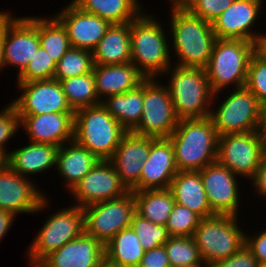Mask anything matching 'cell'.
<instances>
[{
	"mask_svg": "<svg viewBox=\"0 0 266 267\" xmlns=\"http://www.w3.org/2000/svg\"><path fill=\"white\" fill-rule=\"evenodd\" d=\"M151 137L127 132L109 161L113 164L121 183L132 191L140 181L144 161L148 158Z\"/></svg>",
	"mask_w": 266,
	"mask_h": 267,
	"instance_id": "7402d4cb",
	"label": "cell"
},
{
	"mask_svg": "<svg viewBox=\"0 0 266 267\" xmlns=\"http://www.w3.org/2000/svg\"><path fill=\"white\" fill-rule=\"evenodd\" d=\"M264 142H265V154H266V139L264 140Z\"/></svg>",
	"mask_w": 266,
	"mask_h": 267,
	"instance_id": "6f0895ef",
	"label": "cell"
},
{
	"mask_svg": "<svg viewBox=\"0 0 266 267\" xmlns=\"http://www.w3.org/2000/svg\"><path fill=\"white\" fill-rule=\"evenodd\" d=\"M11 11H6L3 9V11H0V74L5 69L4 67V55H3V39H4V33L6 31L7 25L16 17V14L14 16L13 13H10ZM2 71V72H1Z\"/></svg>",
	"mask_w": 266,
	"mask_h": 267,
	"instance_id": "7dc6e473",
	"label": "cell"
},
{
	"mask_svg": "<svg viewBox=\"0 0 266 267\" xmlns=\"http://www.w3.org/2000/svg\"><path fill=\"white\" fill-rule=\"evenodd\" d=\"M177 172L171 141L151 137L150 152L144 161L139 184L132 191L167 189Z\"/></svg>",
	"mask_w": 266,
	"mask_h": 267,
	"instance_id": "44dd1931",
	"label": "cell"
},
{
	"mask_svg": "<svg viewBox=\"0 0 266 267\" xmlns=\"http://www.w3.org/2000/svg\"><path fill=\"white\" fill-rule=\"evenodd\" d=\"M250 184L251 189L253 190V195L257 198H262L261 200L266 201V154L264 155L261 164L255 171L254 176L247 182ZM252 185V186H251ZM266 203V202H265Z\"/></svg>",
	"mask_w": 266,
	"mask_h": 267,
	"instance_id": "bcb514c9",
	"label": "cell"
},
{
	"mask_svg": "<svg viewBox=\"0 0 266 267\" xmlns=\"http://www.w3.org/2000/svg\"><path fill=\"white\" fill-rule=\"evenodd\" d=\"M71 1L84 12L97 15L111 24L129 23L135 20L145 10L139 0Z\"/></svg>",
	"mask_w": 266,
	"mask_h": 267,
	"instance_id": "f1b7e54d",
	"label": "cell"
},
{
	"mask_svg": "<svg viewBox=\"0 0 266 267\" xmlns=\"http://www.w3.org/2000/svg\"><path fill=\"white\" fill-rule=\"evenodd\" d=\"M105 257L104 245L85 232L51 252L38 267H98Z\"/></svg>",
	"mask_w": 266,
	"mask_h": 267,
	"instance_id": "603a6c76",
	"label": "cell"
},
{
	"mask_svg": "<svg viewBox=\"0 0 266 267\" xmlns=\"http://www.w3.org/2000/svg\"><path fill=\"white\" fill-rule=\"evenodd\" d=\"M234 0H197L188 11L204 21L213 23Z\"/></svg>",
	"mask_w": 266,
	"mask_h": 267,
	"instance_id": "b9f144b4",
	"label": "cell"
},
{
	"mask_svg": "<svg viewBox=\"0 0 266 267\" xmlns=\"http://www.w3.org/2000/svg\"><path fill=\"white\" fill-rule=\"evenodd\" d=\"M98 161V157L74 139L59 147L55 171L65 184L63 189L70 192Z\"/></svg>",
	"mask_w": 266,
	"mask_h": 267,
	"instance_id": "d4e9b609",
	"label": "cell"
},
{
	"mask_svg": "<svg viewBox=\"0 0 266 267\" xmlns=\"http://www.w3.org/2000/svg\"><path fill=\"white\" fill-rule=\"evenodd\" d=\"M240 216L214 214L201 219L193 238L205 266L227 259L245 246ZM244 229V230H243Z\"/></svg>",
	"mask_w": 266,
	"mask_h": 267,
	"instance_id": "52a82bcc",
	"label": "cell"
},
{
	"mask_svg": "<svg viewBox=\"0 0 266 267\" xmlns=\"http://www.w3.org/2000/svg\"><path fill=\"white\" fill-rule=\"evenodd\" d=\"M256 131L264 140L266 139V102L259 105V120Z\"/></svg>",
	"mask_w": 266,
	"mask_h": 267,
	"instance_id": "681fc988",
	"label": "cell"
},
{
	"mask_svg": "<svg viewBox=\"0 0 266 267\" xmlns=\"http://www.w3.org/2000/svg\"><path fill=\"white\" fill-rule=\"evenodd\" d=\"M257 267H266V263H258Z\"/></svg>",
	"mask_w": 266,
	"mask_h": 267,
	"instance_id": "11a10c76",
	"label": "cell"
},
{
	"mask_svg": "<svg viewBox=\"0 0 266 267\" xmlns=\"http://www.w3.org/2000/svg\"><path fill=\"white\" fill-rule=\"evenodd\" d=\"M264 2V0H234L232 5L212 23L216 38L241 39L256 44L264 34L259 29L258 31L254 29L262 18Z\"/></svg>",
	"mask_w": 266,
	"mask_h": 267,
	"instance_id": "ac0fdd59",
	"label": "cell"
},
{
	"mask_svg": "<svg viewBox=\"0 0 266 267\" xmlns=\"http://www.w3.org/2000/svg\"><path fill=\"white\" fill-rule=\"evenodd\" d=\"M18 116L27 141L61 147L74 138V112Z\"/></svg>",
	"mask_w": 266,
	"mask_h": 267,
	"instance_id": "ffe728a7",
	"label": "cell"
},
{
	"mask_svg": "<svg viewBox=\"0 0 266 267\" xmlns=\"http://www.w3.org/2000/svg\"><path fill=\"white\" fill-rule=\"evenodd\" d=\"M57 63L40 45L25 70L16 77V83L53 79Z\"/></svg>",
	"mask_w": 266,
	"mask_h": 267,
	"instance_id": "f35d334b",
	"label": "cell"
},
{
	"mask_svg": "<svg viewBox=\"0 0 266 267\" xmlns=\"http://www.w3.org/2000/svg\"><path fill=\"white\" fill-rule=\"evenodd\" d=\"M70 206V207H69ZM47 216L42 228L30 242L26 258L30 265H38L51 252L85 232L83 208L70 204Z\"/></svg>",
	"mask_w": 266,
	"mask_h": 267,
	"instance_id": "ba28073f",
	"label": "cell"
},
{
	"mask_svg": "<svg viewBox=\"0 0 266 267\" xmlns=\"http://www.w3.org/2000/svg\"><path fill=\"white\" fill-rule=\"evenodd\" d=\"M265 155V142L257 131L219 136L216 161L249 181Z\"/></svg>",
	"mask_w": 266,
	"mask_h": 267,
	"instance_id": "7c38bea8",
	"label": "cell"
},
{
	"mask_svg": "<svg viewBox=\"0 0 266 267\" xmlns=\"http://www.w3.org/2000/svg\"><path fill=\"white\" fill-rule=\"evenodd\" d=\"M128 192L109 160H99L69 192L74 205H88L119 198Z\"/></svg>",
	"mask_w": 266,
	"mask_h": 267,
	"instance_id": "e0dca14e",
	"label": "cell"
},
{
	"mask_svg": "<svg viewBox=\"0 0 266 267\" xmlns=\"http://www.w3.org/2000/svg\"><path fill=\"white\" fill-rule=\"evenodd\" d=\"M40 40L38 16H16L6 27L3 39L4 67L15 68L19 76L35 55Z\"/></svg>",
	"mask_w": 266,
	"mask_h": 267,
	"instance_id": "9a60e30c",
	"label": "cell"
},
{
	"mask_svg": "<svg viewBox=\"0 0 266 267\" xmlns=\"http://www.w3.org/2000/svg\"><path fill=\"white\" fill-rule=\"evenodd\" d=\"M169 12L170 25H167V30L169 28L171 57L173 55V59L175 58L172 64L179 67L205 68L217 39L212 23L192 15L188 10Z\"/></svg>",
	"mask_w": 266,
	"mask_h": 267,
	"instance_id": "6da1fadb",
	"label": "cell"
},
{
	"mask_svg": "<svg viewBox=\"0 0 266 267\" xmlns=\"http://www.w3.org/2000/svg\"><path fill=\"white\" fill-rule=\"evenodd\" d=\"M136 212L143 218L158 225H166L175 205L173 194L167 189L132 191Z\"/></svg>",
	"mask_w": 266,
	"mask_h": 267,
	"instance_id": "4dcf8cb0",
	"label": "cell"
},
{
	"mask_svg": "<svg viewBox=\"0 0 266 267\" xmlns=\"http://www.w3.org/2000/svg\"><path fill=\"white\" fill-rule=\"evenodd\" d=\"M159 78L143 81V114L139 124L131 131L136 135L168 138L177 126L168 87Z\"/></svg>",
	"mask_w": 266,
	"mask_h": 267,
	"instance_id": "30bf717a",
	"label": "cell"
},
{
	"mask_svg": "<svg viewBox=\"0 0 266 267\" xmlns=\"http://www.w3.org/2000/svg\"><path fill=\"white\" fill-rule=\"evenodd\" d=\"M83 211L85 233L105 246L121 230L131 227L136 212L134 193L88 205Z\"/></svg>",
	"mask_w": 266,
	"mask_h": 267,
	"instance_id": "8fae6325",
	"label": "cell"
},
{
	"mask_svg": "<svg viewBox=\"0 0 266 267\" xmlns=\"http://www.w3.org/2000/svg\"><path fill=\"white\" fill-rule=\"evenodd\" d=\"M164 247L171 267H206L193 236L170 237Z\"/></svg>",
	"mask_w": 266,
	"mask_h": 267,
	"instance_id": "e575fe53",
	"label": "cell"
},
{
	"mask_svg": "<svg viewBox=\"0 0 266 267\" xmlns=\"http://www.w3.org/2000/svg\"><path fill=\"white\" fill-rule=\"evenodd\" d=\"M15 86L21 93L10 104L18 115L74 112L67 102L60 82L55 79L16 83Z\"/></svg>",
	"mask_w": 266,
	"mask_h": 267,
	"instance_id": "5bb4252c",
	"label": "cell"
},
{
	"mask_svg": "<svg viewBox=\"0 0 266 267\" xmlns=\"http://www.w3.org/2000/svg\"><path fill=\"white\" fill-rule=\"evenodd\" d=\"M256 52L266 60V33L257 40Z\"/></svg>",
	"mask_w": 266,
	"mask_h": 267,
	"instance_id": "816d5d0a",
	"label": "cell"
},
{
	"mask_svg": "<svg viewBox=\"0 0 266 267\" xmlns=\"http://www.w3.org/2000/svg\"><path fill=\"white\" fill-rule=\"evenodd\" d=\"M98 267H122L119 264L113 263L104 257L101 262L99 263Z\"/></svg>",
	"mask_w": 266,
	"mask_h": 267,
	"instance_id": "f5cc1de1",
	"label": "cell"
},
{
	"mask_svg": "<svg viewBox=\"0 0 266 267\" xmlns=\"http://www.w3.org/2000/svg\"><path fill=\"white\" fill-rule=\"evenodd\" d=\"M28 142L17 149L13 148L11 151L9 149L6 157L7 165L19 175L31 179H34L33 175L40 176L42 173L50 172L51 169L54 171L59 147L47 143Z\"/></svg>",
	"mask_w": 266,
	"mask_h": 267,
	"instance_id": "cb8c5ba5",
	"label": "cell"
},
{
	"mask_svg": "<svg viewBox=\"0 0 266 267\" xmlns=\"http://www.w3.org/2000/svg\"><path fill=\"white\" fill-rule=\"evenodd\" d=\"M105 257L122 267H138L145 250L132 227L121 230L104 246Z\"/></svg>",
	"mask_w": 266,
	"mask_h": 267,
	"instance_id": "1f68e13d",
	"label": "cell"
},
{
	"mask_svg": "<svg viewBox=\"0 0 266 267\" xmlns=\"http://www.w3.org/2000/svg\"><path fill=\"white\" fill-rule=\"evenodd\" d=\"M67 102L75 112L78 109L102 103L96 92L93 72L59 81Z\"/></svg>",
	"mask_w": 266,
	"mask_h": 267,
	"instance_id": "836d02e7",
	"label": "cell"
},
{
	"mask_svg": "<svg viewBox=\"0 0 266 267\" xmlns=\"http://www.w3.org/2000/svg\"><path fill=\"white\" fill-rule=\"evenodd\" d=\"M94 60L92 52L71 47L60 58L56 65L53 79L61 81L93 72Z\"/></svg>",
	"mask_w": 266,
	"mask_h": 267,
	"instance_id": "d590c367",
	"label": "cell"
},
{
	"mask_svg": "<svg viewBox=\"0 0 266 267\" xmlns=\"http://www.w3.org/2000/svg\"><path fill=\"white\" fill-rule=\"evenodd\" d=\"M176 267H190V266H184V265H180V266H176Z\"/></svg>",
	"mask_w": 266,
	"mask_h": 267,
	"instance_id": "9f6ffc18",
	"label": "cell"
},
{
	"mask_svg": "<svg viewBox=\"0 0 266 267\" xmlns=\"http://www.w3.org/2000/svg\"><path fill=\"white\" fill-rule=\"evenodd\" d=\"M255 52L256 44L253 42L217 38L205 67L212 92L244 87L249 61Z\"/></svg>",
	"mask_w": 266,
	"mask_h": 267,
	"instance_id": "8992f818",
	"label": "cell"
},
{
	"mask_svg": "<svg viewBox=\"0 0 266 267\" xmlns=\"http://www.w3.org/2000/svg\"><path fill=\"white\" fill-rule=\"evenodd\" d=\"M20 129V117L10 103L0 110V152L6 157L9 154L8 141L18 133Z\"/></svg>",
	"mask_w": 266,
	"mask_h": 267,
	"instance_id": "60d3db41",
	"label": "cell"
},
{
	"mask_svg": "<svg viewBox=\"0 0 266 267\" xmlns=\"http://www.w3.org/2000/svg\"><path fill=\"white\" fill-rule=\"evenodd\" d=\"M131 227L138 236L140 245L147 251L164 244L170 238L166 225H158L143 218L137 212L134 213Z\"/></svg>",
	"mask_w": 266,
	"mask_h": 267,
	"instance_id": "8d00e7d4",
	"label": "cell"
},
{
	"mask_svg": "<svg viewBox=\"0 0 266 267\" xmlns=\"http://www.w3.org/2000/svg\"><path fill=\"white\" fill-rule=\"evenodd\" d=\"M102 104L128 132H131L139 124L143 114V82L126 93L108 96Z\"/></svg>",
	"mask_w": 266,
	"mask_h": 267,
	"instance_id": "f546056e",
	"label": "cell"
},
{
	"mask_svg": "<svg viewBox=\"0 0 266 267\" xmlns=\"http://www.w3.org/2000/svg\"><path fill=\"white\" fill-rule=\"evenodd\" d=\"M128 131L100 103L74 112V140L99 160H109Z\"/></svg>",
	"mask_w": 266,
	"mask_h": 267,
	"instance_id": "5b68a950",
	"label": "cell"
},
{
	"mask_svg": "<svg viewBox=\"0 0 266 267\" xmlns=\"http://www.w3.org/2000/svg\"><path fill=\"white\" fill-rule=\"evenodd\" d=\"M38 37L42 48L56 63L72 47L65 27L54 15L38 16Z\"/></svg>",
	"mask_w": 266,
	"mask_h": 267,
	"instance_id": "d6a6232c",
	"label": "cell"
},
{
	"mask_svg": "<svg viewBox=\"0 0 266 267\" xmlns=\"http://www.w3.org/2000/svg\"><path fill=\"white\" fill-rule=\"evenodd\" d=\"M54 16L62 23L67 31L73 48L93 51L104 37L111 23L97 15L81 10L72 1Z\"/></svg>",
	"mask_w": 266,
	"mask_h": 267,
	"instance_id": "d6986e66",
	"label": "cell"
},
{
	"mask_svg": "<svg viewBox=\"0 0 266 267\" xmlns=\"http://www.w3.org/2000/svg\"><path fill=\"white\" fill-rule=\"evenodd\" d=\"M264 227L261 228L262 230H258V233L256 230L251 234L247 231L245 233V246L257 259L258 263H266V225Z\"/></svg>",
	"mask_w": 266,
	"mask_h": 267,
	"instance_id": "7bdbcfd3",
	"label": "cell"
},
{
	"mask_svg": "<svg viewBox=\"0 0 266 267\" xmlns=\"http://www.w3.org/2000/svg\"><path fill=\"white\" fill-rule=\"evenodd\" d=\"M245 87L258 99L266 102V60L255 52L249 61Z\"/></svg>",
	"mask_w": 266,
	"mask_h": 267,
	"instance_id": "ab89813d",
	"label": "cell"
},
{
	"mask_svg": "<svg viewBox=\"0 0 266 267\" xmlns=\"http://www.w3.org/2000/svg\"><path fill=\"white\" fill-rule=\"evenodd\" d=\"M200 175L211 210L215 214L241 216L239 207L244 199L239 183L242 178L217 161L201 169Z\"/></svg>",
	"mask_w": 266,
	"mask_h": 267,
	"instance_id": "2e32d148",
	"label": "cell"
},
{
	"mask_svg": "<svg viewBox=\"0 0 266 267\" xmlns=\"http://www.w3.org/2000/svg\"><path fill=\"white\" fill-rule=\"evenodd\" d=\"M40 189L35 180L19 175L6 164L0 170V209L16 217L45 212L52 202L49 194Z\"/></svg>",
	"mask_w": 266,
	"mask_h": 267,
	"instance_id": "4fadbf2b",
	"label": "cell"
},
{
	"mask_svg": "<svg viewBox=\"0 0 266 267\" xmlns=\"http://www.w3.org/2000/svg\"><path fill=\"white\" fill-rule=\"evenodd\" d=\"M6 156L0 152V170L6 165Z\"/></svg>",
	"mask_w": 266,
	"mask_h": 267,
	"instance_id": "db71d44e",
	"label": "cell"
},
{
	"mask_svg": "<svg viewBox=\"0 0 266 267\" xmlns=\"http://www.w3.org/2000/svg\"><path fill=\"white\" fill-rule=\"evenodd\" d=\"M147 11L130 22L131 63L146 78H160L173 65L169 31L158 16Z\"/></svg>",
	"mask_w": 266,
	"mask_h": 267,
	"instance_id": "7a4b0ae2",
	"label": "cell"
},
{
	"mask_svg": "<svg viewBox=\"0 0 266 267\" xmlns=\"http://www.w3.org/2000/svg\"><path fill=\"white\" fill-rule=\"evenodd\" d=\"M92 55L94 65H121L131 62L130 22L111 24Z\"/></svg>",
	"mask_w": 266,
	"mask_h": 267,
	"instance_id": "83f0119b",
	"label": "cell"
},
{
	"mask_svg": "<svg viewBox=\"0 0 266 267\" xmlns=\"http://www.w3.org/2000/svg\"><path fill=\"white\" fill-rule=\"evenodd\" d=\"M169 189L175 203L187 207L202 218L215 214L208 203L200 171H178Z\"/></svg>",
	"mask_w": 266,
	"mask_h": 267,
	"instance_id": "4316f807",
	"label": "cell"
},
{
	"mask_svg": "<svg viewBox=\"0 0 266 267\" xmlns=\"http://www.w3.org/2000/svg\"><path fill=\"white\" fill-rule=\"evenodd\" d=\"M15 218L11 212L0 209V243L13 226Z\"/></svg>",
	"mask_w": 266,
	"mask_h": 267,
	"instance_id": "c3c4849f",
	"label": "cell"
},
{
	"mask_svg": "<svg viewBox=\"0 0 266 267\" xmlns=\"http://www.w3.org/2000/svg\"><path fill=\"white\" fill-rule=\"evenodd\" d=\"M161 78L167 80L164 84L168 87L173 109L178 119L210 116L214 93L211 90L205 68L172 65L159 79Z\"/></svg>",
	"mask_w": 266,
	"mask_h": 267,
	"instance_id": "277c9868",
	"label": "cell"
},
{
	"mask_svg": "<svg viewBox=\"0 0 266 267\" xmlns=\"http://www.w3.org/2000/svg\"><path fill=\"white\" fill-rule=\"evenodd\" d=\"M230 90L225 89L228 94L224 91L215 93L212 99L209 117L218 136L256 131L260 105L257 97L245 86Z\"/></svg>",
	"mask_w": 266,
	"mask_h": 267,
	"instance_id": "9c48e42d",
	"label": "cell"
},
{
	"mask_svg": "<svg viewBox=\"0 0 266 267\" xmlns=\"http://www.w3.org/2000/svg\"><path fill=\"white\" fill-rule=\"evenodd\" d=\"M218 138L210 117L179 119L168 137L178 171H200L216 162Z\"/></svg>",
	"mask_w": 266,
	"mask_h": 267,
	"instance_id": "3957f363",
	"label": "cell"
},
{
	"mask_svg": "<svg viewBox=\"0 0 266 267\" xmlns=\"http://www.w3.org/2000/svg\"><path fill=\"white\" fill-rule=\"evenodd\" d=\"M202 217L187 207L175 203L166 227L170 237L193 236Z\"/></svg>",
	"mask_w": 266,
	"mask_h": 267,
	"instance_id": "74e56055",
	"label": "cell"
},
{
	"mask_svg": "<svg viewBox=\"0 0 266 267\" xmlns=\"http://www.w3.org/2000/svg\"><path fill=\"white\" fill-rule=\"evenodd\" d=\"M197 0H169V10H188Z\"/></svg>",
	"mask_w": 266,
	"mask_h": 267,
	"instance_id": "f907efd6",
	"label": "cell"
},
{
	"mask_svg": "<svg viewBox=\"0 0 266 267\" xmlns=\"http://www.w3.org/2000/svg\"><path fill=\"white\" fill-rule=\"evenodd\" d=\"M138 267H171L164 246L145 251Z\"/></svg>",
	"mask_w": 266,
	"mask_h": 267,
	"instance_id": "f6af8a7d",
	"label": "cell"
},
{
	"mask_svg": "<svg viewBox=\"0 0 266 267\" xmlns=\"http://www.w3.org/2000/svg\"><path fill=\"white\" fill-rule=\"evenodd\" d=\"M258 261L244 246L240 251L227 259L216 261L207 267H257Z\"/></svg>",
	"mask_w": 266,
	"mask_h": 267,
	"instance_id": "ee69618b",
	"label": "cell"
},
{
	"mask_svg": "<svg viewBox=\"0 0 266 267\" xmlns=\"http://www.w3.org/2000/svg\"><path fill=\"white\" fill-rule=\"evenodd\" d=\"M96 92L102 102L108 96L137 88L146 77L129 62L121 65H94Z\"/></svg>",
	"mask_w": 266,
	"mask_h": 267,
	"instance_id": "484cf974",
	"label": "cell"
}]
</instances>
